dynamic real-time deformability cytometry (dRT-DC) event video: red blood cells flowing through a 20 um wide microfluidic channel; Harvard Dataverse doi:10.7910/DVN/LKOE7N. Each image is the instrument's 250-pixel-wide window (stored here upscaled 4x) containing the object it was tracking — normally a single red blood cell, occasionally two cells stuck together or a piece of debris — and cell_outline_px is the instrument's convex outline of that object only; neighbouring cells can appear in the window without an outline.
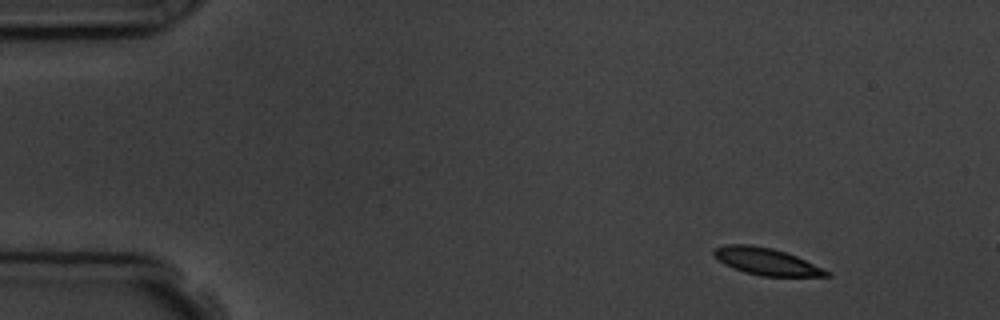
{"species": "common noctule bat (a hibernating species)", "species_latin": "Nyctalus noctula", "temperature_condition": "room temperature", "stored_images_in_passage": 3, "camera_frame_rate_fps": 3000, "um_per_image_px": 0.085, "animal": {"sex": "male", "body_mass_g": 19.5, "forearm_length_mm": 54.6}, "frame": {"image": 1, "passage_image": 1, "time_ms": 0.0, "image_size_px": [1000, 320], "cell_outline_px": [[832, 276], [760, 276], [744, 272], [732, 268], [724, 264], [712, 252], [716, 248], [724, 244], [748, 244], [772, 248], [796, 256], [828, 272]], "centroid_in_image_um": [65.07, 22.22], "position_along_channel_um": 19.9, "area_um2": 17.34}}